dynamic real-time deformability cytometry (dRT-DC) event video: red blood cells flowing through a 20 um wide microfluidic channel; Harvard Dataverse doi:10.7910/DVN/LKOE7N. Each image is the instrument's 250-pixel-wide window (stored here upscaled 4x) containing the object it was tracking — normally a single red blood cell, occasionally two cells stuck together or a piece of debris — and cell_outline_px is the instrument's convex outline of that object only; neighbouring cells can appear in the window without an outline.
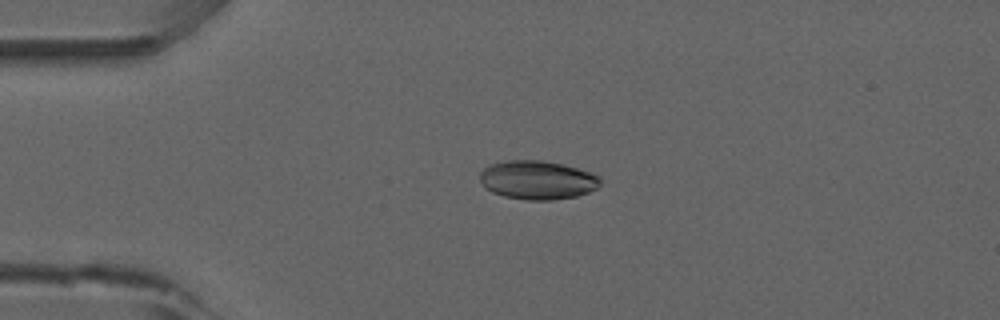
{"species": "common noctule bat (a hibernating species)", "species_latin": "Nyctalus noctula", "temperature_condition": "room temperature", "stored_images_in_passage": 52, "camera_frame_rate_fps": 3000, "um_per_image_px": 0.085, "animal": {"sex": "male", "forearm_length_mm": 52.5}, "frame": {"image": 1, "passage_image": 12, "time_ms": 3.667, "image_size_px": [1000, 320], "cell_outline_px": [[600, 184], [596, 188], [588, 192], [576, 196], [552, 200], [528, 200], [504, 196], [492, 192], [484, 188], [480, 180], [480, 172], [484, 168], [492, 164], [504, 160], [540, 160], [564, 164], [600, 176]], "centroid_in_image_um": [45.66, 15.3], "position_along_channel_um": 39.3, "area_um2": 27.17}}
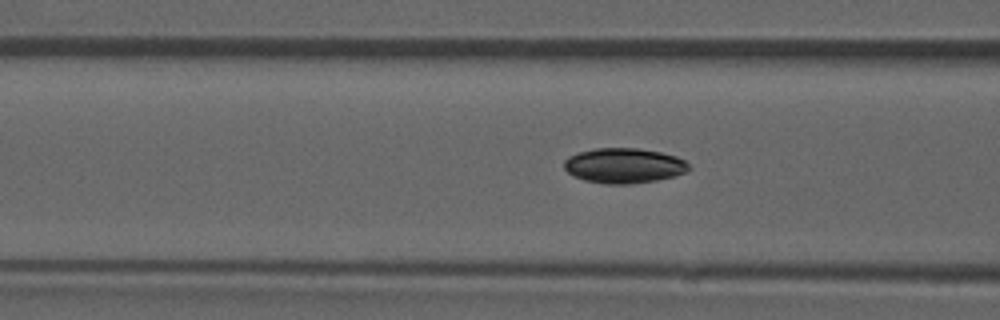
{"frame": {"image": 2, "passage_image": 20, "time_ms": 6.333, "image_size_px": [1000, 320], "cell_outline_px": [[692, 168], [688, 172], [656, 180], [628, 184], [604, 184], [584, 180], [568, 172], [564, 168], [564, 160], [568, 156], [592, 148], [640, 148], [660, 152], [676, 156], [684, 160]], "centroid_in_image_um": [53.04, 14.07], "position_along_channel_um": 113.6, "area_um2": 25.55}}
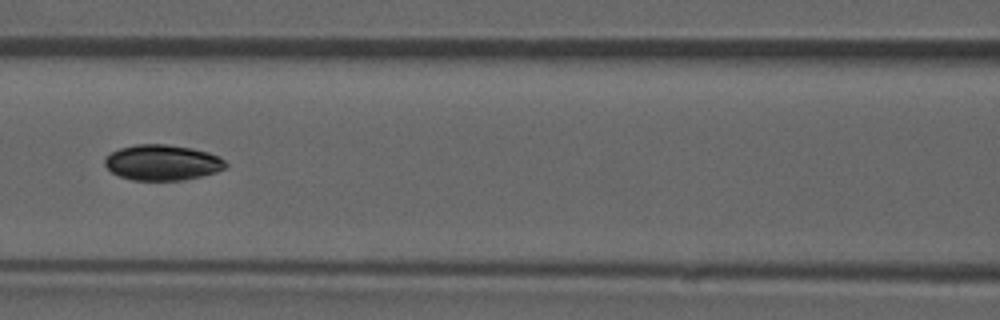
{"frame": {"image": 3, "passage_image": 23, "time_ms": 7.333, "image_size_px": [1000, 320], "cell_outline_px": [[228, 164], [224, 168], [216, 172], [184, 180], [132, 180], [120, 176], [112, 172], [104, 164], [104, 156], [120, 148], [136, 144], [168, 144], [192, 148], [208, 152], [220, 156]], "centroid_in_image_um": [13.8, 13.81], "position_along_channel_um": 152.8, "area_um2": 25.14}, "authors_computed_cell_mechanics": {"area_um2": 25.8077, "velocity_mm_per_s": 3.9046, "shape_relaxation_time_tau1_ms": 2.5132, "shape_relaxation_time_tau2_ms": null, "deformation_change_tau1": 0.0916, "deformation_change_tau2": null}}